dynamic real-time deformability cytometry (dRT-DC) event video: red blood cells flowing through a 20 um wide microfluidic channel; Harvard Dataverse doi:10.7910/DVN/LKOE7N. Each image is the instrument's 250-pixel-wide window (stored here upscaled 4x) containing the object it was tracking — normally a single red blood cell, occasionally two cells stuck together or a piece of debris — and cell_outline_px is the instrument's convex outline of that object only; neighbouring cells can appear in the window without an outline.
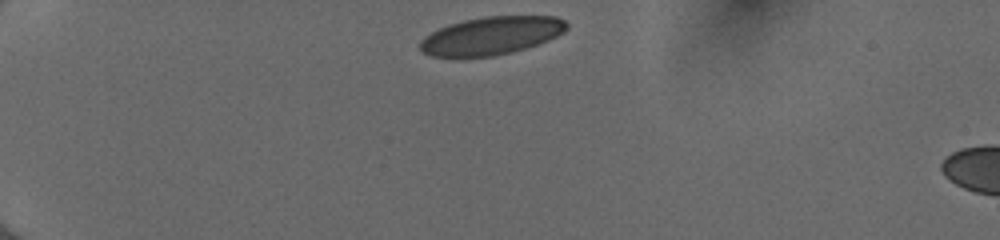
{"species": "human", "species_latin": "Homo sapiens", "temperature_condition": "cold", "stored_images_in_passage": 39, "camera_frame_rate_fps": 3000, "um_per_image_px": 0.085, "donor": {"sex": "female"}, "frame": {"image": 1, "passage_image": 1, "time_ms": 0.0, "image_size_px": [1000, 240], "cell_outline_px": [[568, 28], [564, 32], [548, 40], [512, 52], [492, 56], [432, 56], [424, 52], [420, 48], [420, 40], [424, 36], [448, 24], [464, 20], [484, 16], [556, 16], [564, 20], [568, 24]], "centroid_in_image_um": [41.78, 3.01], "position_along_channel_um": 43.2, "area_um2": 32.19}}
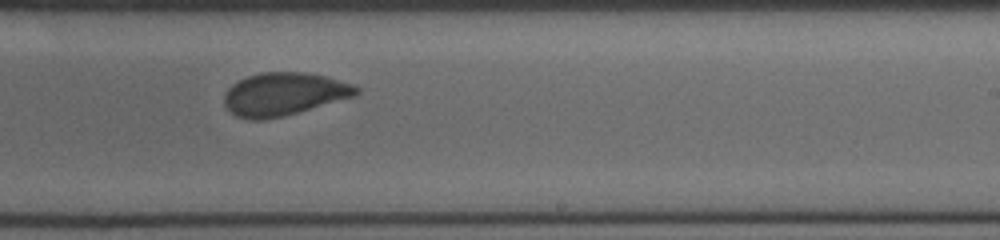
{"frame": {"image": 2, "passage_image": 22, "time_ms": 7.0, "image_size_px": [1000, 240], "cell_outline_px": [[360, 92], [356, 96], [284, 116], [264, 120], [248, 120], [236, 116], [224, 104], [224, 96], [228, 88], [232, 84], [248, 76], [264, 72], [308, 72], [328, 76], [352, 84], [360, 88]], "centroid_in_image_um": [24.16, 8.0], "position_along_channel_um": 264.8, "area_um2": 33.18}}
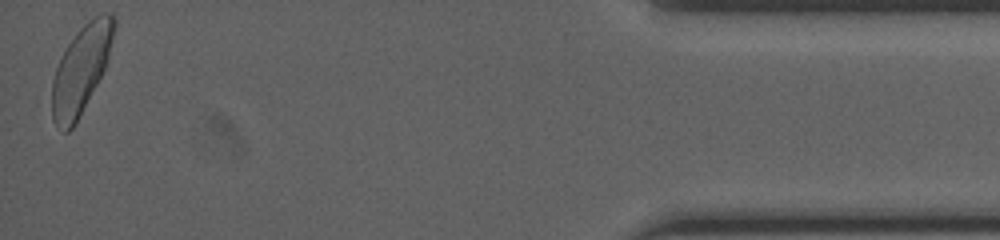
{"frame": {"image": 3, "passage_image": 39, "time_ms": 12.667, "image_size_px": [1000, 240], "cell_outline_px": [[116, 24], [108, 56], [104, 68], [76, 124], [68, 132], [64, 132], [52, 120], [52, 80], [56, 68], [68, 44], [76, 32], [88, 20], [100, 12], [112, 12], [116, 20]], "centroid_in_image_um": [6.89, 5.88], "position_along_channel_um": 428.3, "area_um2": 31.33}, "authors_computed_cell_mechanics": {"area_um2": 33.0038, "velocity_mm_per_s": 4.0241, "shape_relaxation_time_tau1_ms": 10.4204, "shape_relaxation_time_tau2_ms": 0.7443, "deformation_change_tau1": 0.2232, "deformation_change_tau2": 0.0526}}